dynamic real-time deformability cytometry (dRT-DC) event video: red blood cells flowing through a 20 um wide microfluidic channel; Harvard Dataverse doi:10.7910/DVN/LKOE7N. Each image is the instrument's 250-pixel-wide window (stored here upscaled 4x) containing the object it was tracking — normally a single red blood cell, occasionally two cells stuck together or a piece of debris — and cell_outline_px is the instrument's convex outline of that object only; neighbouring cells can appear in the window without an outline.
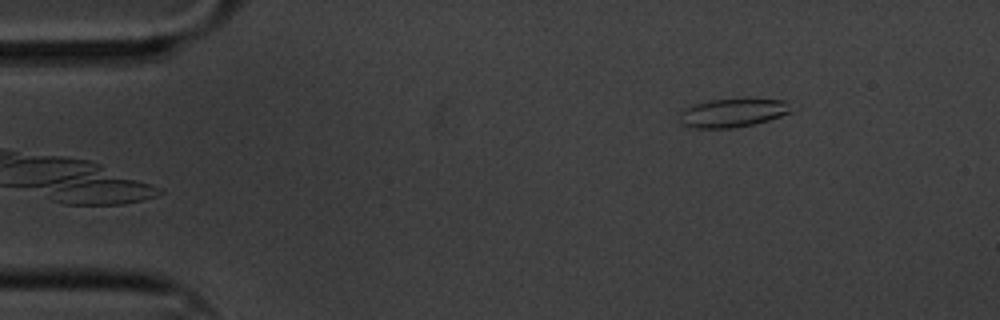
{"species": "common noctule bat (a hibernating species)", "species_latin": "Nyctalus noctula", "temperature_condition": "cold", "stored_images_in_passage": 4, "camera_frame_rate_fps": 3000, "um_per_image_px": 0.085, "animal": {"sex": "male", "body_mass_g": 20.1, "forearm_length_mm": 53.5}, "frame": {"image": 1, "passage_image": 4, "time_ms": 1.0, "image_size_px": [1000, 320], "cell_outline_px": [[792, 112], [756, 124], [732, 128], [692, 128], [680, 124], [680, 112], [684, 108], [692, 104], [712, 100], [788, 100]], "centroid_in_image_um": [62.24, 9.61], "position_along_channel_um": 22.8, "area_um2": 18.44}}